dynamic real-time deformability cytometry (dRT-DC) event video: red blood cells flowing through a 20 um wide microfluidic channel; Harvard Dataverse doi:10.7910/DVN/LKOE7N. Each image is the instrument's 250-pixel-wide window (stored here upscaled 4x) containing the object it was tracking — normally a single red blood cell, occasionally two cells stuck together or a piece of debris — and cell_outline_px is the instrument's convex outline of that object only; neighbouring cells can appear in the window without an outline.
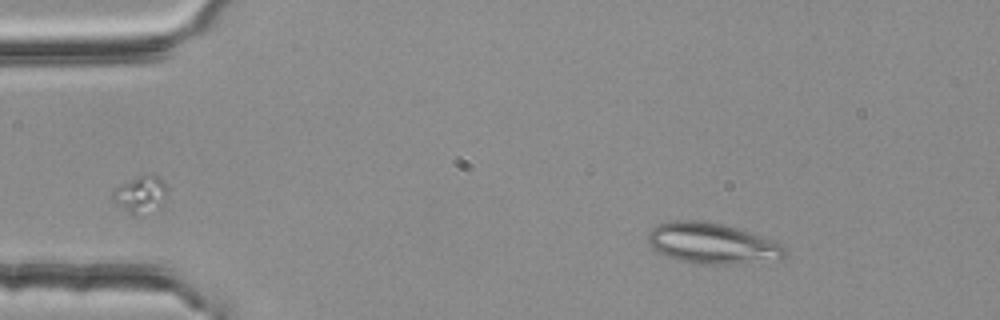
{"species": "common noctule bat (a hibernating species)", "species_latin": "Nyctalus noctula", "temperature_condition": "room temperature", "stored_images_in_passage": 3, "camera_frame_rate_fps": 3000, "um_per_image_px": 0.085, "animal": {"sex": "female", "body_mass_g": 25.1}, "frame": {"image": 1, "passage_image": 1, "time_ms": 0.0, "image_size_px": [1000, 320], "cell_outline_px": [[784, 256], [780, 260], [736, 264], [692, 264], [676, 260], [652, 248], [648, 244], [648, 232], [656, 224], [672, 220], [692, 220], [724, 224], [772, 240], [780, 244], [784, 248]], "centroid_in_image_um": [60.49, 20.7], "position_along_channel_um": 24.5, "area_um2": 32.6}}